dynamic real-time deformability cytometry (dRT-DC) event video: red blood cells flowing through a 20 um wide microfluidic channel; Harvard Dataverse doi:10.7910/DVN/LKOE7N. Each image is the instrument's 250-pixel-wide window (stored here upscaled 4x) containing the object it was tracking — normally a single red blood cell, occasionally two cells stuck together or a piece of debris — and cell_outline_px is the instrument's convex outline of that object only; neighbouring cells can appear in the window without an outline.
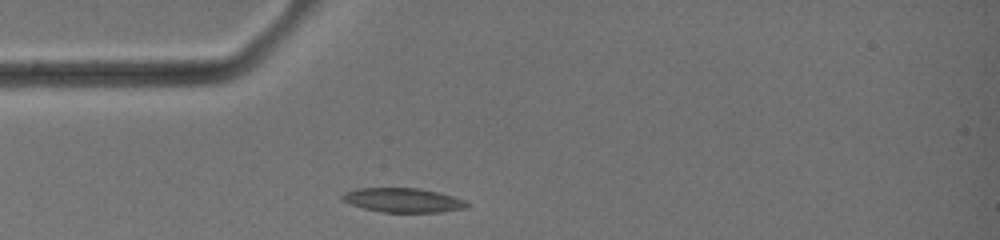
{"species": "common noctule bat (a hibernating species)", "species_latin": "Nyctalus noctula", "temperature_condition": "warm", "stored_images_in_passage": 23, "camera_frame_rate_fps": 3000, "um_per_image_px": 0.085, "animal": {"sex": "female", "body_mass_g": 19.0, "forearm_length_mm": 51.5}, "frame": {"image": 1, "passage_image": 1, "time_ms": 0.0, "image_size_px": [1000, 240], "cell_outline_px": [[472, 204], [468, 208], [440, 212], [384, 212], [364, 208], [340, 200], [340, 196], [344, 192], [356, 188], [420, 188], [452, 196], [464, 200]], "centroid_in_image_um": [34.26, 17.01], "position_along_channel_um": 50.7, "area_um2": 17.69}}
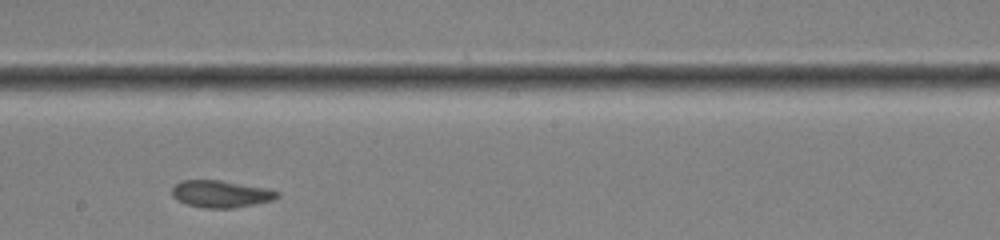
{"frame": {"image": 2, "passage_image": 13, "time_ms": 4.0, "image_size_px": [1000, 240], "cell_outline_px": [[280, 196], [272, 200], [256, 204], [232, 208], [204, 208], [188, 204], [176, 200], [172, 196], [172, 188], [180, 180], [220, 180], [268, 188], [280, 192]], "centroid_in_image_um": [18.78, 16.48], "position_along_channel_um": 229.4, "area_um2": 16.7}}
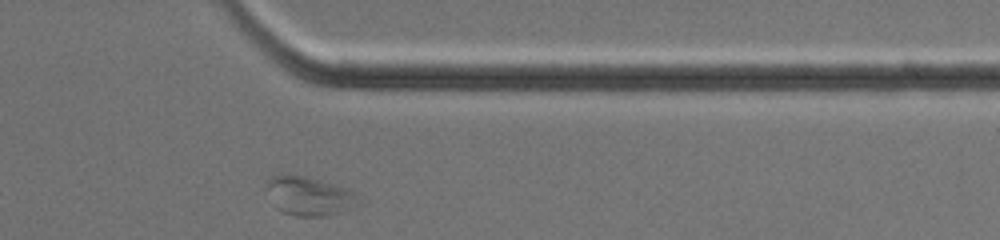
{"frame": {"image": 3, "passage_image": 23, "time_ms": 7.333, "image_size_px": [1000, 240], "cell_outline_px": [[364, 204], [356, 208], [328, 216], [296, 216], [280, 212], [276, 208], [264, 188], [268, 180], [272, 176], [288, 172], [352, 188], [364, 200]], "centroid_in_image_um": [26.37, 16.66], "position_along_channel_um": 385.0, "area_um2": 22.08}, "authors_computed_cell_mechanics": {"area_um2": 16.8776, "velocity_mm_per_s": 4.6277, "shape_relaxation_time_tau1_ms": null, "shape_relaxation_time_tau2_ms": 2.1408, "deformation_change_tau1": null, "deformation_change_tau2": 0.0723}}